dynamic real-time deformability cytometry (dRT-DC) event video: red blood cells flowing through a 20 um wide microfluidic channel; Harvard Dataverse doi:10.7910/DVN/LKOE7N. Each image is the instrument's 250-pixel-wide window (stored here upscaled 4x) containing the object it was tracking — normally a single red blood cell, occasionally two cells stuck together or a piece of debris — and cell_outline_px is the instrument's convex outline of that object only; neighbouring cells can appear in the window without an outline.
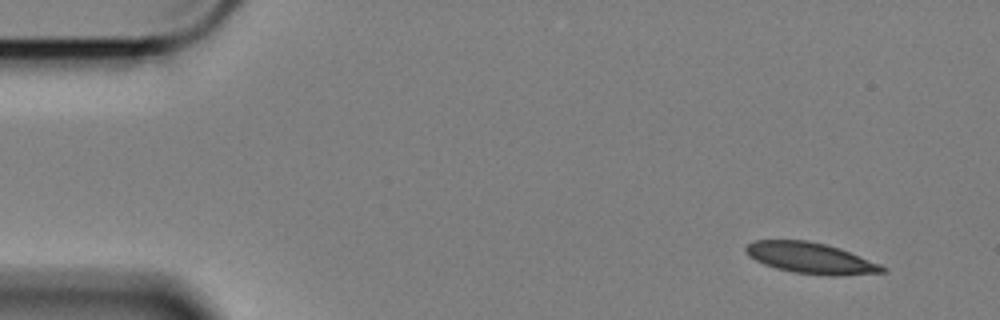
{"species": "Egyptian fruit bat (a non-hibernating species)", "species_latin": "Rousettus aegyptiacus", "temperature_condition": "cold", "stored_images_in_passage": 55, "camera_frame_rate_fps": 3000, "um_per_image_px": 0.085, "animal": {"sex": "female"}, "frame": {"image": 1, "passage_image": 1, "time_ms": 0.0, "image_size_px": [1000, 320], "cell_outline_px": [[888, 272], [844, 276], [832, 276], [792, 272], [776, 268], [764, 264], [748, 256], [744, 252], [744, 248], [752, 240], [808, 240], [840, 248], [880, 264], [888, 268]], "centroid_in_image_um": [68.92, 21.94], "position_along_channel_um": 16.1, "area_um2": 24.91}}
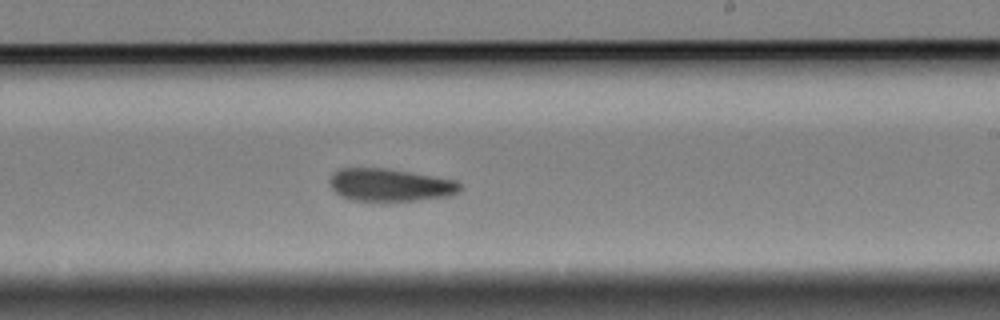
{"frame": {"image": 2, "passage_image": 31, "time_ms": 10.0, "image_size_px": [1000, 320], "cell_outline_px": [[460, 192], [448, 196], [416, 200], [352, 200], [340, 196], [332, 188], [328, 180], [332, 172], [340, 168], [384, 168], [456, 180], [460, 184]], "centroid_in_image_um": [33.11, 15.71], "position_along_channel_um": 255.9, "area_um2": 24.57}}
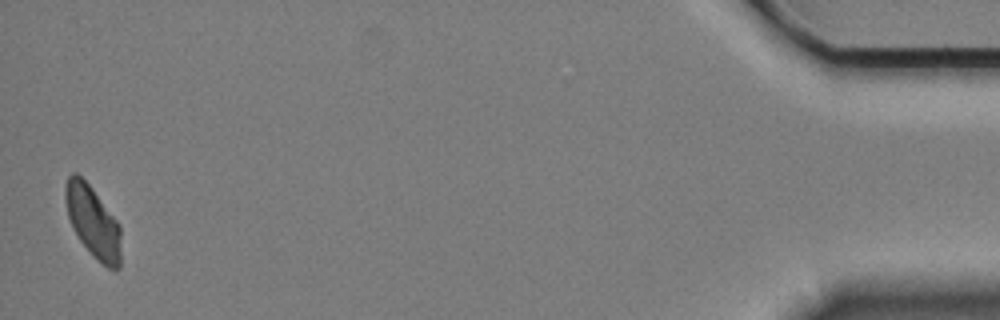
{"frame": {"image": 3, "passage_image": 54, "time_ms": 17.667, "image_size_px": [1000, 320], "cell_outline_px": [[120, 268], [108, 268], [80, 240], [72, 228], [68, 216], [64, 200], [64, 188], [68, 176], [72, 172], [76, 172], [92, 188], [120, 224]], "centroid_in_image_um": [7.87, 18.78], "position_along_channel_um": 427.3, "area_um2": 22.83}}